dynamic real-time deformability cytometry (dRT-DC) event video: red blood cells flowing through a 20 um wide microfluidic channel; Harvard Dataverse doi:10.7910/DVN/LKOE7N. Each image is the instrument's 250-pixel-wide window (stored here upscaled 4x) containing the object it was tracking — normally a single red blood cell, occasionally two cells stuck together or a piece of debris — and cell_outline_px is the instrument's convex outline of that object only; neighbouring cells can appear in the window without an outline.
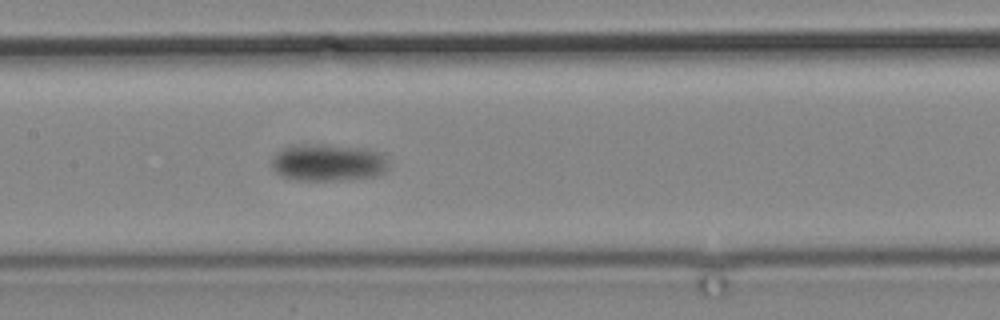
{"species": "common noctule bat (a hibernating species)", "species_latin": "Nyctalus noctula", "temperature_condition": "cold", "stored_images_in_passage": 17, "camera_frame_rate_fps": 3000, "um_per_image_px": 0.085, "animal": {"sex": "male", "body_mass_g": 19.2, "forearm_length_mm": 51.8}, "frame": {"image": 1, "passage_image": 17, "time_ms": 20.0, "image_size_px": [1000, 320], "cell_outline_px": [[388, 168], [384, 172], [376, 176], [344, 180], [300, 180], [280, 176], [272, 168], [272, 160], [276, 152], [284, 148], [320, 144], [324, 144], [368, 148], [380, 152], [388, 160]], "centroid_in_image_um": [27.94, 13.83], "position_along_channel_um": 179.5, "area_um2": 25.26}}